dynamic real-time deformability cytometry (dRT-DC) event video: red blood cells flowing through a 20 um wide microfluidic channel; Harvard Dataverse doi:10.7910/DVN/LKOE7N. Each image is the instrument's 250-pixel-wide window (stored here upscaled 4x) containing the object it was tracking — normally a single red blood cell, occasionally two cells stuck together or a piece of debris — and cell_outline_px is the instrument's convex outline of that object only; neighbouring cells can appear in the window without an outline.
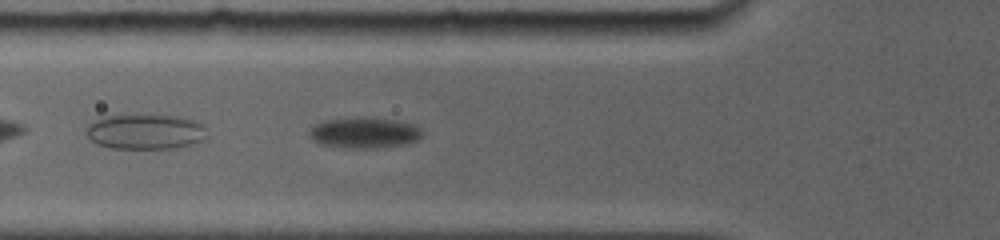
{"species": "common noctule bat (a hibernating species)", "species_latin": "Nyctalus noctula", "temperature_condition": "room temperature", "stored_images_in_passage": 38, "camera_frame_rate_fps": 5000, "um_per_image_px": 0.085, "animal": {"sex": "female", "body_mass_g": 19.0, "forearm_length_mm": 56.7}, "frame": {"image": 1, "passage_image": 4, "time_ms": 1.2, "image_size_px": [1000, 240], "cell_outline_px": [[424, 132], [420, 140], [404, 144], [376, 148], [348, 148], [320, 144], [312, 140], [308, 132], [316, 124], [324, 120], [396, 120], [412, 124], [420, 128]], "centroid_in_image_um": [31.0, 11.34], "position_along_channel_um": 94.8, "area_um2": 19.48}}
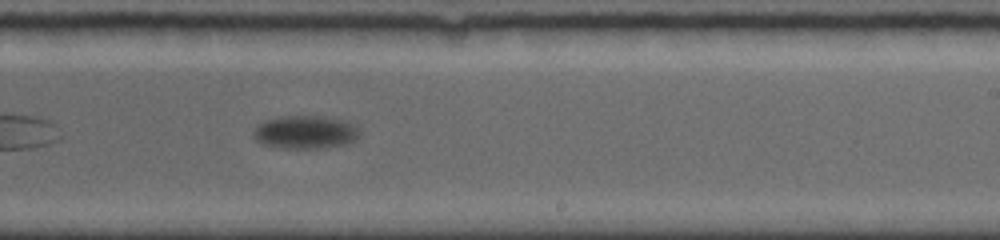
{"frame": {"image": 2, "passage_image": 17, "time_ms": 6.0, "image_size_px": [1000, 240], "cell_outline_px": [[360, 136], [352, 144], [324, 148], [284, 148], [264, 144], [256, 140], [252, 136], [252, 132], [264, 120], [280, 116], [320, 116], [340, 120], [352, 124], [360, 132]], "centroid_in_image_um": [25.97, 11.25], "position_along_channel_um": 263.0, "area_um2": 20.58}}
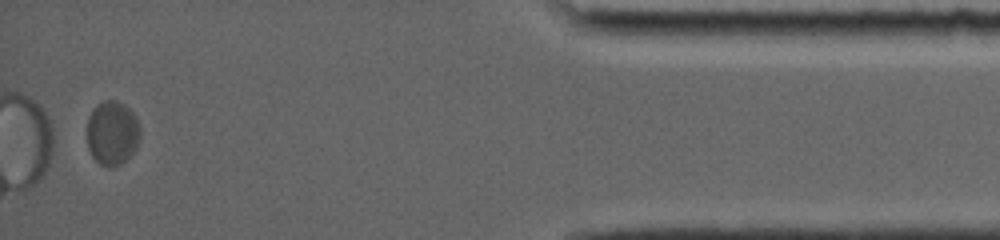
{"frame": {"image": 3, "passage_image": 35, "time_ms": 12.2, "image_size_px": [1000, 240], "cell_outline_px": [[140, 140], [136, 148], [120, 164], [100, 164], [92, 156], [88, 148], [88, 116], [92, 108], [96, 104], [104, 100], [116, 100], [124, 104], [136, 116], [140, 128]], "centroid_in_image_um": [9.54, 11.24], "position_along_channel_um": 425.7, "area_um2": 19.71}, "authors_computed_cell_mechanics": {"area_um2": 20.4034, "velocity_mm_per_s": 3.5111, "shape_relaxation_time_tau1_ms": 2.4736, "shape_relaxation_time_tau2_ms": null, "deformation_change_tau1": 0.0712, "deformation_change_tau2": null}}